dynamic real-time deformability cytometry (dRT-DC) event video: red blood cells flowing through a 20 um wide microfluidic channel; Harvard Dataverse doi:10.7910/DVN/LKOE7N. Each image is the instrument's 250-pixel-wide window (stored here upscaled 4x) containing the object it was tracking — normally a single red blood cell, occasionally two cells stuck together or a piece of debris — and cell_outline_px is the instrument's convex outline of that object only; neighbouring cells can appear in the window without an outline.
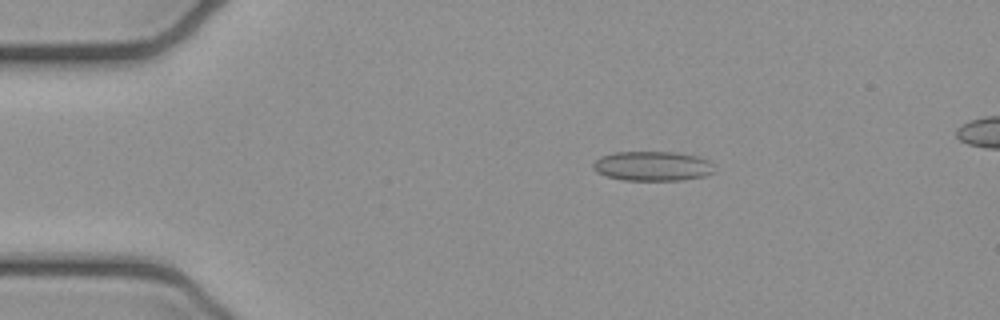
{"species": "common noctule bat (a hibernating species)", "species_latin": "Nyctalus noctula", "temperature_condition": "cold", "stored_images_in_passage": 5, "camera_frame_rate_fps": 3000, "um_per_image_px": 0.085, "animal": {"sex": "female", "body_mass_g": 21.9}, "frame": {"image": 1, "passage_image": 3, "time_ms": 0.667, "image_size_px": [1000, 320], "cell_outline_px": [[716, 172], [704, 176], [680, 180], [624, 180], [604, 176], [596, 172], [592, 168], [592, 164], [600, 156], [612, 152], [676, 152], [700, 156], [708, 160], [712, 164]], "centroid_in_image_um": [55.45, 14.11], "position_along_channel_um": 29.5, "area_um2": 21.21}}